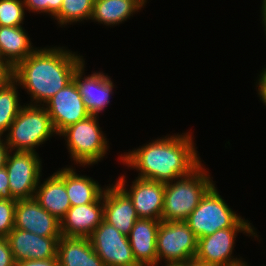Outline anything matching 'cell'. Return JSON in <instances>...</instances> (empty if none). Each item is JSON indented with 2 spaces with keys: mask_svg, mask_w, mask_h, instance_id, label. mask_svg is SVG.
<instances>
[{
  "mask_svg": "<svg viewBox=\"0 0 266 266\" xmlns=\"http://www.w3.org/2000/svg\"><path fill=\"white\" fill-rule=\"evenodd\" d=\"M154 139L120 156L127 167L136 169L138 178L161 183L189 175L202 162L190 132Z\"/></svg>",
  "mask_w": 266,
  "mask_h": 266,
  "instance_id": "obj_1",
  "label": "cell"
},
{
  "mask_svg": "<svg viewBox=\"0 0 266 266\" xmlns=\"http://www.w3.org/2000/svg\"><path fill=\"white\" fill-rule=\"evenodd\" d=\"M75 53L65 47L40 48L12 69L11 76L31 95L29 104L43 106L73 80L84 62L83 56Z\"/></svg>",
  "mask_w": 266,
  "mask_h": 266,
  "instance_id": "obj_2",
  "label": "cell"
},
{
  "mask_svg": "<svg viewBox=\"0 0 266 266\" xmlns=\"http://www.w3.org/2000/svg\"><path fill=\"white\" fill-rule=\"evenodd\" d=\"M207 172L201 163L189 175L165 184L161 221H186L202 197L215 184Z\"/></svg>",
  "mask_w": 266,
  "mask_h": 266,
  "instance_id": "obj_3",
  "label": "cell"
},
{
  "mask_svg": "<svg viewBox=\"0 0 266 266\" xmlns=\"http://www.w3.org/2000/svg\"><path fill=\"white\" fill-rule=\"evenodd\" d=\"M6 134L3 139L12 152H36V147L57 135L45 107L31 104L22 106Z\"/></svg>",
  "mask_w": 266,
  "mask_h": 266,
  "instance_id": "obj_4",
  "label": "cell"
},
{
  "mask_svg": "<svg viewBox=\"0 0 266 266\" xmlns=\"http://www.w3.org/2000/svg\"><path fill=\"white\" fill-rule=\"evenodd\" d=\"M186 223L197 238L211 235L220 229L253 226L227 205L215 184L202 197Z\"/></svg>",
  "mask_w": 266,
  "mask_h": 266,
  "instance_id": "obj_5",
  "label": "cell"
},
{
  "mask_svg": "<svg viewBox=\"0 0 266 266\" xmlns=\"http://www.w3.org/2000/svg\"><path fill=\"white\" fill-rule=\"evenodd\" d=\"M98 120L97 115H90L68 126L58 135L64 137L70 157L79 166L97 164L107 154L108 141Z\"/></svg>",
  "mask_w": 266,
  "mask_h": 266,
  "instance_id": "obj_6",
  "label": "cell"
},
{
  "mask_svg": "<svg viewBox=\"0 0 266 266\" xmlns=\"http://www.w3.org/2000/svg\"><path fill=\"white\" fill-rule=\"evenodd\" d=\"M198 238L186 221H161L157 232L158 263L178 265L195 258Z\"/></svg>",
  "mask_w": 266,
  "mask_h": 266,
  "instance_id": "obj_7",
  "label": "cell"
},
{
  "mask_svg": "<svg viewBox=\"0 0 266 266\" xmlns=\"http://www.w3.org/2000/svg\"><path fill=\"white\" fill-rule=\"evenodd\" d=\"M253 227H230L217 230L215 233L198 238L195 259L207 266H238L245 261L233 258V249L237 233L258 237ZM256 236V237H255Z\"/></svg>",
  "mask_w": 266,
  "mask_h": 266,
  "instance_id": "obj_8",
  "label": "cell"
},
{
  "mask_svg": "<svg viewBox=\"0 0 266 266\" xmlns=\"http://www.w3.org/2000/svg\"><path fill=\"white\" fill-rule=\"evenodd\" d=\"M5 168L9 190L15 200L34 198L42 176V162L37 152H9Z\"/></svg>",
  "mask_w": 266,
  "mask_h": 266,
  "instance_id": "obj_9",
  "label": "cell"
},
{
  "mask_svg": "<svg viewBox=\"0 0 266 266\" xmlns=\"http://www.w3.org/2000/svg\"><path fill=\"white\" fill-rule=\"evenodd\" d=\"M89 239L94 251L106 266H139L134 259L128 236L104 220Z\"/></svg>",
  "mask_w": 266,
  "mask_h": 266,
  "instance_id": "obj_10",
  "label": "cell"
},
{
  "mask_svg": "<svg viewBox=\"0 0 266 266\" xmlns=\"http://www.w3.org/2000/svg\"><path fill=\"white\" fill-rule=\"evenodd\" d=\"M59 135L68 126L90 116L74 80L43 105Z\"/></svg>",
  "mask_w": 266,
  "mask_h": 266,
  "instance_id": "obj_11",
  "label": "cell"
},
{
  "mask_svg": "<svg viewBox=\"0 0 266 266\" xmlns=\"http://www.w3.org/2000/svg\"><path fill=\"white\" fill-rule=\"evenodd\" d=\"M125 178L122 175L115 183L130 197L139 218L161 220L165 183L136 177L127 190Z\"/></svg>",
  "mask_w": 266,
  "mask_h": 266,
  "instance_id": "obj_12",
  "label": "cell"
},
{
  "mask_svg": "<svg viewBox=\"0 0 266 266\" xmlns=\"http://www.w3.org/2000/svg\"><path fill=\"white\" fill-rule=\"evenodd\" d=\"M14 228L43 237H61L60 221L41 207L35 198L17 200Z\"/></svg>",
  "mask_w": 266,
  "mask_h": 266,
  "instance_id": "obj_13",
  "label": "cell"
},
{
  "mask_svg": "<svg viewBox=\"0 0 266 266\" xmlns=\"http://www.w3.org/2000/svg\"><path fill=\"white\" fill-rule=\"evenodd\" d=\"M15 262L57 258V247L61 237H43L13 228L7 235Z\"/></svg>",
  "mask_w": 266,
  "mask_h": 266,
  "instance_id": "obj_14",
  "label": "cell"
},
{
  "mask_svg": "<svg viewBox=\"0 0 266 266\" xmlns=\"http://www.w3.org/2000/svg\"><path fill=\"white\" fill-rule=\"evenodd\" d=\"M85 61L76 69L73 75L79 93L82 96L86 109L91 115L99 113L110 103V97L113 92V81L110 76L103 72H92L85 76Z\"/></svg>",
  "mask_w": 266,
  "mask_h": 266,
  "instance_id": "obj_15",
  "label": "cell"
},
{
  "mask_svg": "<svg viewBox=\"0 0 266 266\" xmlns=\"http://www.w3.org/2000/svg\"><path fill=\"white\" fill-rule=\"evenodd\" d=\"M104 192L91 204L71 206L60 221L61 236L89 238L103 221Z\"/></svg>",
  "mask_w": 266,
  "mask_h": 266,
  "instance_id": "obj_16",
  "label": "cell"
},
{
  "mask_svg": "<svg viewBox=\"0 0 266 266\" xmlns=\"http://www.w3.org/2000/svg\"><path fill=\"white\" fill-rule=\"evenodd\" d=\"M139 216L130 197L115 183L104 190L103 220L128 236Z\"/></svg>",
  "mask_w": 266,
  "mask_h": 266,
  "instance_id": "obj_17",
  "label": "cell"
},
{
  "mask_svg": "<svg viewBox=\"0 0 266 266\" xmlns=\"http://www.w3.org/2000/svg\"><path fill=\"white\" fill-rule=\"evenodd\" d=\"M160 222L139 218L128 235L134 259L139 266H158L156 241Z\"/></svg>",
  "mask_w": 266,
  "mask_h": 266,
  "instance_id": "obj_18",
  "label": "cell"
},
{
  "mask_svg": "<svg viewBox=\"0 0 266 266\" xmlns=\"http://www.w3.org/2000/svg\"><path fill=\"white\" fill-rule=\"evenodd\" d=\"M34 198L41 207L61 221L71 207L64 182V168H59L42 184L39 181Z\"/></svg>",
  "mask_w": 266,
  "mask_h": 266,
  "instance_id": "obj_19",
  "label": "cell"
},
{
  "mask_svg": "<svg viewBox=\"0 0 266 266\" xmlns=\"http://www.w3.org/2000/svg\"><path fill=\"white\" fill-rule=\"evenodd\" d=\"M59 266H106L89 238L61 236L57 247Z\"/></svg>",
  "mask_w": 266,
  "mask_h": 266,
  "instance_id": "obj_20",
  "label": "cell"
},
{
  "mask_svg": "<svg viewBox=\"0 0 266 266\" xmlns=\"http://www.w3.org/2000/svg\"><path fill=\"white\" fill-rule=\"evenodd\" d=\"M22 26H0V60L11 70L38 48H34Z\"/></svg>",
  "mask_w": 266,
  "mask_h": 266,
  "instance_id": "obj_21",
  "label": "cell"
},
{
  "mask_svg": "<svg viewBox=\"0 0 266 266\" xmlns=\"http://www.w3.org/2000/svg\"><path fill=\"white\" fill-rule=\"evenodd\" d=\"M147 0H94L91 20L114 26L121 24L131 15L139 12Z\"/></svg>",
  "mask_w": 266,
  "mask_h": 266,
  "instance_id": "obj_22",
  "label": "cell"
},
{
  "mask_svg": "<svg viewBox=\"0 0 266 266\" xmlns=\"http://www.w3.org/2000/svg\"><path fill=\"white\" fill-rule=\"evenodd\" d=\"M64 182L71 206L91 204L95 202L105 190V188L101 187V185L91 177L76 173L72 166L64 168Z\"/></svg>",
  "mask_w": 266,
  "mask_h": 266,
  "instance_id": "obj_23",
  "label": "cell"
},
{
  "mask_svg": "<svg viewBox=\"0 0 266 266\" xmlns=\"http://www.w3.org/2000/svg\"><path fill=\"white\" fill-rule=\"evenodd\" d=\"M17 86L18 82L12 76L0 85V136L9 131L10 125L22 108Z\"/></svg>",
  "mask_w": 266,
  "mask_h": 266,
  "instance_id": "obj_24",
  "label": "cell"
},
{
  "mask_svg": "<svg viewBox=\"0 0 266 266\" xmlns=\"http://www.w3.org/2000/svg\"><path fill=\"white\" fill-rule=\"evenodd\" d=\"M94 0H63L59 12L53 19L60 27H65L68 23H77L91 19ZM63 25V26H62Z\"/></svg>",
  "mask_w": 266,
  "mask_h": 266,
  "instance_id": "obj_25",
  "label": "cell"
},
{
  "mask_svg": "<svg viewBox=\"0 0 266 266\" xmlns=\"http://www.w3.org/2000/svg\"><path fill=\"white\" fill-rule=\"evenodd\" d=\"M25 10L24 0H0V26H22Z\"/></svg>",
  "mask_w": 266,
  "mask_h": 266,
  "instance_id": "obj_26",
  "label": "cell"
},
{
  "mask_svg": "<svg viewBox=\"0 0 266 266\" xmlns=\"http://www.w3.org/2000/svg\"><path fill=\"white\" fill-rule=\"evenodd\" d=\"M17 200L0 199V237L6 238L14 228Z\"/></svg>",
  "mask_w": 266,
  "mask_h": 266,
  "instance_id": "obj_27",
  "label": "cell"
},
{
  "mask_svg": "<svg viewBox=\"0 0 266 266\" xmlns=\"http://www.w3.org/2000/svg\"><path fill=\"white\" fill-rule=\"evenodd\" d=\"M63 0H24L25 8L29 12L48 13L54 16L59 12Z\"/></svg>",
  "mask_w": 266,
  "mask_h": 266,
  "instance_id": "obj_28",
  "label": "cell"
},
{
  "mask_svg": "<svg viewBox=\"0 0 266 266\" xmlns=\"http://www.w3.org/2000/svg\"><path fill=\"white\" fill-rule=\"evenodd\" d=\"M15 263L7 238L0 237V266H15Z\"/></svg>",
  "mask_w": 266,
  "mask_h": 266,
  "instance_id": "obj_29",
  "label": "cell"
},
{
  "mask_svg": "<svg viewBox=\"0 0 266 266\" xmlns=\"http://www.w3.org/2000/svg\"><path fill=\"white\" fill-rule=\"evenodd\" d=\"M0 199L15 200L9 190V178L6 168H0Z\"/></svg>",
  "mask_w": 266,
  "mask_h": 266,
  "instance_id": "obj_30",
  "label": "cell"
},
{
  "mask_svg": "<svg viewBox=\"0 0 266 266\" xmlns=\"http://www.w3.org/2000/svg\"><path fill=\"white\" fill-rule=\"evenodd\" d=\"M15 266H59L57 258L46 259V260H25L16 262Z\"/></svg>",
  "mask_w": 266,
  "mask_h": 266,
  "instance_id": "obj_31",
  "label": "cell"
},
{
  "mask_svg": "<svg viewBox=\"0 0 266 266\" xmlns=\"http://www.w3.org/2000/svg\"><path fill=\"white\" fill-rule=\"evenodd\" d=\"M258 84V95L260 97V100H262V102L265 104L266 106V68H263L262 73H260L259 78L257 80Z\"/></svg>",
  "mask_w": 266,
  "mask_h": 266,
  "instance_id": "obj_32",
  "label": "cell"
},
{
  "mask_svg": "<svg viewBox=\"0 0 266 266\" xmlns=\"http://www.w3.org/2000/svg\"><path fill=\"white\" fill-rule=\"evenodd\" d=\"M0 136V168H4L6 165L7 157L10 152V148L6 143V140L2 139Z\"/></svg>",
  "mask_w": 266,
  "mask_h": 266,
  "instance_id": "obj_33",
  "label": "cell"
},
{
  "mask_svg": "<svg viewBox=\"0 0 266 266\" xmlns=\"http://www.w3.org/2000/svg\"><path fill=\"white\" fill-rule=\"evenodd\" d=\"M11 69L0 60V85L11 77Z\"/></svg>",
  "mask_w": 266,
  "mask_h": 266,
  "instance_id": "obj_34",
  "label": "cell"
},
{
  "mask_svg": "<svg viewBox=\"0 0 266 266\" xmlns=\"http://www.w3.org/2000/svg\"><path fill=\"white\" fill-rule=\"evenodd\" d=\"M176 266H207V265L194 258L188 261H184Z\"/></svg>",
  "mask_w": 266,
  "mask_h": 266,
  "instance_id": "obj_35",
  "label": "cell"
},
{
  "mask_svg": "<svg viewBox=\"0 0 266 266\" xmlns=\"http://www.w3.org/2000/svg\"><path fill=\"white\" fill-rule=\"evenodd\" d=\"M261 13H262V15H261V18H262V24L264 25L263 27H264V31H265V35H266V0H263V2H262V6H261Z\"/></svg>",
  "mask_w": 266,
  "mask_h": 266,
  "instance_id": "obj_36",
  "label": "cell"
},
{
  "mask_svg": "<svg viewBox=\"0 0 266 266\" xmlns=\"http://www.w3.org/2000/svg\"><path fill=\"white\" fill-rule=\"evenodd\" d=\"M238 266H249V265H248V263L245 262V263L238 265Z\"/></svg>",
  "mask_w": 266,
  "mask_h": 266,
  "instance_id": "obj_37",
  "label": "cell"
}]
</instances>
